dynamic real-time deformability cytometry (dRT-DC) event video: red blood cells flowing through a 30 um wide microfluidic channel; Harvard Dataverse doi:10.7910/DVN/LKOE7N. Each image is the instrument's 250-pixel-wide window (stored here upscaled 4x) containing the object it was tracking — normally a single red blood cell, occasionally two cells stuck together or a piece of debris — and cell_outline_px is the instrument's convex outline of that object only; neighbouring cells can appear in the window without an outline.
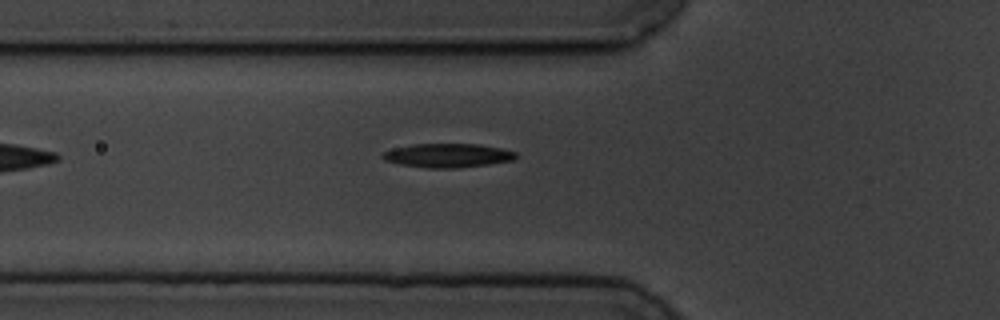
{"species": "common noctule bat (a hibernating species)", "species_latin": "Nyctalus noctula", "temperature_condition": "cold", "stored_images_in_passage": 7, "camera_frame_rate_fps": 3000, "um_per_image_px": 0.085, "animal": {"sex": "male", "body_mass_g": 19.5, "forearm_length_mm": 54.6}, "frame": {"image": 1, "passage_image": 7, "time_ms": 8.0, "image_size_px": [1000, 320], "cell_outline_px": [[516, 156], [512, 160], [488, 164], [456, 168], [428, 168], [400, 164], [384, 160], [380, 156], [384, 152], [396, 148], [412, 144], [480, 144], [500, 148], [516, 152]], "centroid_in_image_um": [38.04, 13.21], "position_along_channel_um": 87.8, "area_um2": 18.38}}